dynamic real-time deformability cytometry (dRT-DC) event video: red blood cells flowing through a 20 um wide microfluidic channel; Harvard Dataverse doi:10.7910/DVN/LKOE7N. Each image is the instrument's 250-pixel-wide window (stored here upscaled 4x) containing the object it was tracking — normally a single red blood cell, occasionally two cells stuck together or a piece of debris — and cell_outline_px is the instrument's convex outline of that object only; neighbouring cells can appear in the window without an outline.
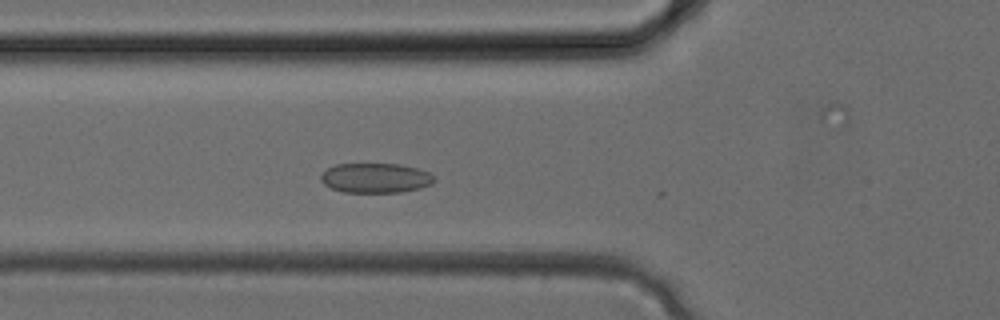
{"species": "common noctule bat (a hibernating species)", "species_latin": "Nyctalus noctula", "temperature_condition": "cold", "stored_images_in_passage": 10, "camera_frame_rate_fps": 3000, "um_per_image_px": 0.085, "animal": {"sex": "female", "body_mass_g": 24.6, "forearm_length_mm": 56.2}, "frame": {"image": 1, "passage_image": 6, "time_ms": 1.667, "image_size_px": [1000, 320], "cell_outline_px": [[436, 180], [432, 184], [420, 188], [400, 192], [344, 192], [332, 188], [324, 184], [320, 180], [320, 176], [328, 168], [336, 164], [400, 164], [416, 168], [428, 172], [436, 176]], "centroid_in_image_um": [31.95, 15.13], "position_along_channel_um": 93.9, "area_um2": 19.65}}
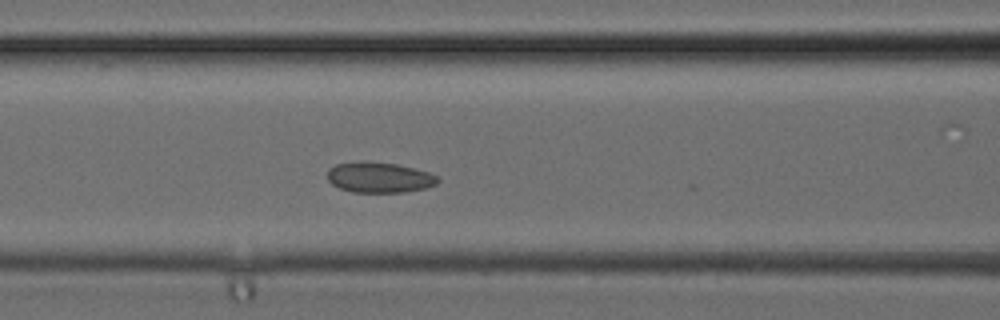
{"frame": {"image": 2, "passage_image": 8, "time_ms": 2.333, "image_size_px": [1000, 320], "cell_outline_px": [[440, 180], [436, 184], [424, 188], [404, 192], [352, 192], [340, 188], [332, 184], [328, 180], [328, 168], [336, 164], [360, 160], [364, 160], [396, 164], [428, 172], [436, 176]], "centroid_in_image_um": [32.2, 15.07], "position_along_channel_um": 134.4, "area_um2": 19.65}}